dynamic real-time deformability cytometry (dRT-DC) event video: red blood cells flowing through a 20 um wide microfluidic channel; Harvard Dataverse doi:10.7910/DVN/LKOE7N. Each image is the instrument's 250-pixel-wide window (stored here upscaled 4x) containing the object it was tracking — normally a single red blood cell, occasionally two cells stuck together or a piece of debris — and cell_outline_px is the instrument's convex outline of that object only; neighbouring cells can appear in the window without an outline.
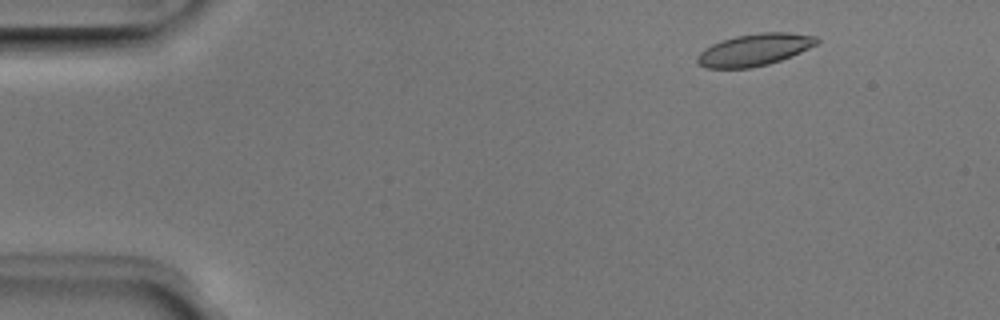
{"species": "Egyptian fruit bat (a non-hibernating species)", "species_latin": "Rousettus aegyptiacus", "temperature_condition": "room temperature", "stored_images_in_passage": 8, "camera_frame_rate_fps": 3000, "um_per_image_px": 0.085, "animal": {"sex": "male"}, "frame": {"image": 1, "passage_image": 5, "time_ms": 1.333, "image_size_px": [1000, 320], "cell_outline_px": [[820, 40], [816, 44], [792, 56], [768, 64], [752, 68], [704, 68], [696, 60], [696, 56], [704, 48], [712, 44], [736, 36], [760, 32], [788, 32], [816, 36]], "centroid_in_image_um": [64.12, 4.23], "position_along_channel_um": 20.9, "area_um2": 22.25}}